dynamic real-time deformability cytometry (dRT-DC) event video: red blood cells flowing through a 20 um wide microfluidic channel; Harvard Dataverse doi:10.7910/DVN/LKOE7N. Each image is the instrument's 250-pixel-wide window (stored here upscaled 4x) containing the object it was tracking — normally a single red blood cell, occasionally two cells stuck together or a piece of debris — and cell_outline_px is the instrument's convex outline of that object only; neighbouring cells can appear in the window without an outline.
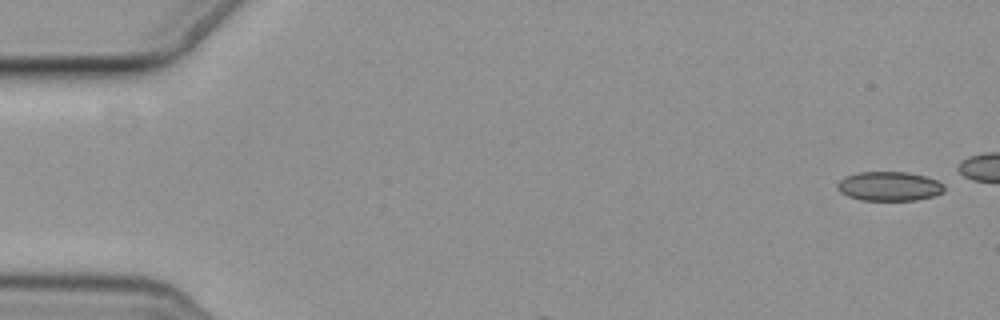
{"species": "common noctule bat (a hibernating species)", "species_latin": "Nyctalus noctula", "temperature_condition": "cold", "stored_images_in_passage": 6, "camera_frame_rate_fps": 3000, "um_per_image_px": 0.085, "animal": {"sex": "female", "body_mass_g": 19.3, "forearm_length_mm": 54.1}, "frame": {"image": 1, "passage_image": 1, "time_ms": 0.0, "image_size_px": [1000, 320], "cell_outline_px": [[944, 192], [932, 196], [916, 200], [860, 200], [848, 196], [840, 192], [836, 188], [836, 184], [840, 180], [848, 176], [860, 172], [908, 172], [924, 176], [936, 180], [944, 184]], "centroid_in_image_um": [75.58, 15.83], "position_along_channel_um": 9.4, "area_um2": 18.15}}
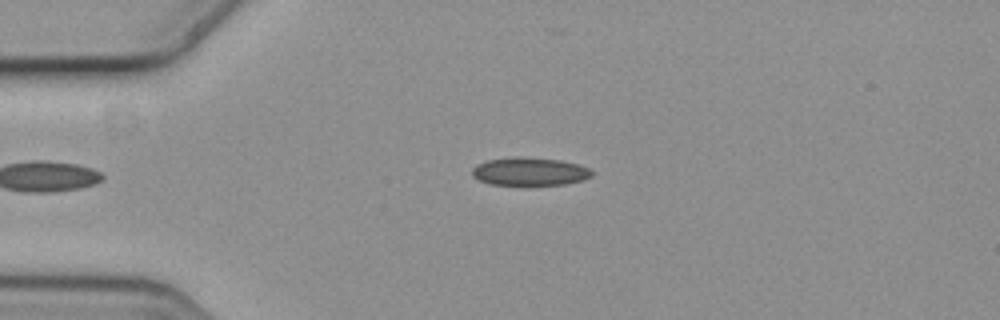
{"frame": {"image": 2, "passage_image": 6, "time_ms": 1.667, "image_size_px": [1000, 320], "cell_outline_px": [[592, 176], [580, 180], [564, 184], [492, 184], [480, 180], [472, 176], [472, 168], [476, 164], [488, 160], [512, 156], [520, 156], [560, 160], [576, 164], [588, 168], [592, 172]], "centroid_in_image_um": [44.97, 14.55], "position_along_channel_um": 40.0, "area_um2": 19.31}}